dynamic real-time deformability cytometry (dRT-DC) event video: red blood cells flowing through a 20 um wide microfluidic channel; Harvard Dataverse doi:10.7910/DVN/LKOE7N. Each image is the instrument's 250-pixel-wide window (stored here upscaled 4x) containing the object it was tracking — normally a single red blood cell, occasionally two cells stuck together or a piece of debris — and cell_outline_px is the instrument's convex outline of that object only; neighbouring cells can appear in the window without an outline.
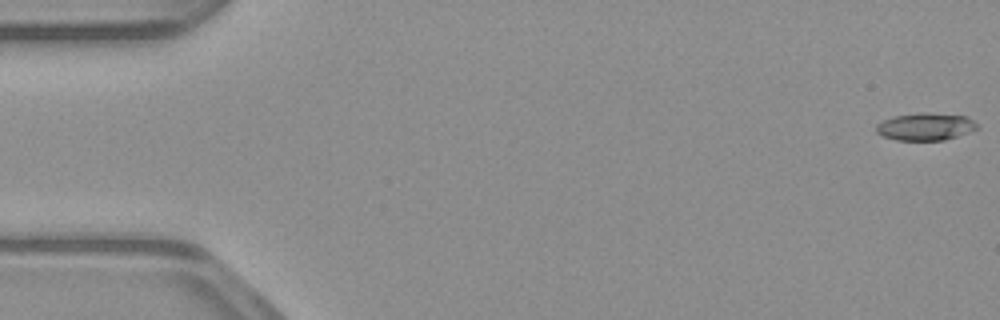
{"species": "common noctule bat (a hibernating species)", "species_latin": "Nyctalus noctula", "temperature_condition": "warm", "stored_images_in_passage": 53, "camera_frame_rate_fps": 3000, "um_per_image_px": 0.085, "animal": {"sex": "male", "body_mass_g": 23.1, "forearm_length_mm": 52.7}, "frame": {"image": 1, "passage_image": 1, "time_ms": 0.0, "image_size_px": [1000, 320], "cell_outline_px": [[980, 128], [944, 140], [896, 140], [884, 136], [876, 132], [876, 124], [884, 120], [896, 116], [924, 112], [968, 116]], "centroid_in_image_um": [78.67, 10.76], "position_along_channel_um": 6.3, "area_um2": 15.95}}
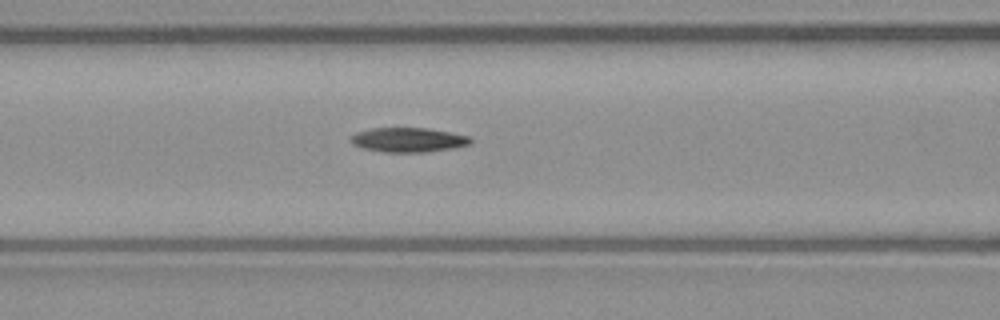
{"frame": {"image": 2, "passage_image": 22, "time_ms": 7.0, "image_size_px": [1000, 320], "cell_outline_px": [[472, 144], [452, 148], [428, 152], [384, 152], [364, 148], [352, 144], [348, 140], [348, 136], [356, 132], [372, 128], [428, 128], [472, 136]], "centroid_in_image_um": [34.7, 11.88], "position_along_channel_um": 131.9, "area_um2": 17.34}}
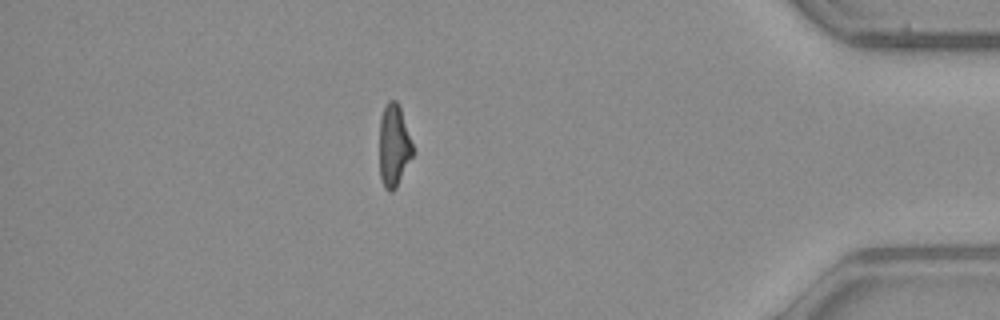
{"frame": {"image": 3, "passage_image": 46, "time_ms": 15.0, "image_size_px": [1000, 320], "cell_outline_px": [[412, 156], [396, 188], [392, 192], [388, 192], [384, 188], [380, 176], [380, 116], [388, 100], [396, 100], [400, 108], [412, 144]], "centroid_in_image_um": [33.45, 12.4], "position_along_channel_um": 401.7, "area_um2": 15.72}, "authors_computed_cell_mechanics": {"area_um2": 16.9932, "velocity_mm_per_s": 3.9483, "shape_relaxation_time_tau1_ms": null, "shape_relaxation_time_tau2_ms": 7.2073, "deformation_change_tau1": null, "deformation_change_tau2": 0.1753}}